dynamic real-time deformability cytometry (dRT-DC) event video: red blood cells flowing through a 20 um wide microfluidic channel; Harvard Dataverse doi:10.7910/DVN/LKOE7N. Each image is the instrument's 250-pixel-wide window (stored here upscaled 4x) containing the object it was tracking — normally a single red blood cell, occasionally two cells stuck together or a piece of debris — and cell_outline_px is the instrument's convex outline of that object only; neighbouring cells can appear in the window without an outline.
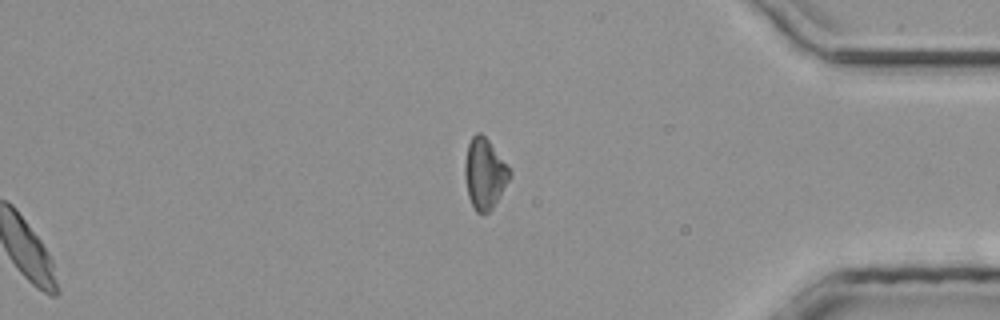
{"species": "common noctule bat (a hibernating species)", "species_latin": "Nyctalus noctula", "temperature_condition": "room temperature", "stored_images_in_passage": 35, "segment_of_instrument_passage": [2, 2], "camera_frame_rate_fps": 3000, "um_per_image_px": 0.085, "animal": {"sex": "male", "body_mass_g": 20.4}, "frame": {"image": 1, "passage_image": 35, "time_ms": 11.333, "image_size_px": [1000, 320], "cell_outline_px": [[512, 176], [492, 208], [488, 212], [476, 212], [468, 196], [464, 176], [464, 164], [468, 144], [472, 136], [476, 132], [480, 132], [488, 140], [512, 168]], "centroid_in_image_um": [41.21, 14.73], "position_along_channel_um": 394.0, "area_um2": 18.61}}